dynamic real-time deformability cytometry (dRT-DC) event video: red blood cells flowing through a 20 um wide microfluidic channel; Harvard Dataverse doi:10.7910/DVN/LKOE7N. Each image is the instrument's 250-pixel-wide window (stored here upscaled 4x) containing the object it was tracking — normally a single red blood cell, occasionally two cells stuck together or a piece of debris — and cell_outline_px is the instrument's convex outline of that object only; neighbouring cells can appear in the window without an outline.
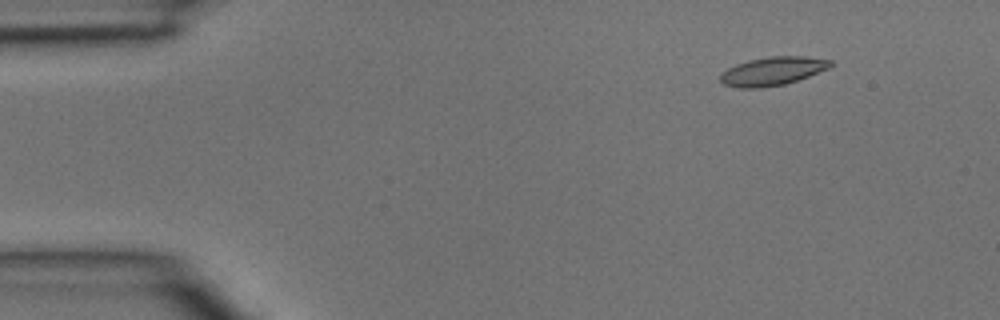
{"species": "common noctule bat (a hibernating species)", "species_latin": "Nyctalus noctula", "temperature_condition": "room temperature", "stored_images_in_passage": 4, "camera_frame_rate_fps": 3000, "um_per_image_px": 0.085, "animal": {"sex": "male", "body_mass_g": 15.6}, "frame": {"image": 1, "passage_image": 2, "time_ms": 0.333, "image_size_px": [1000, 320], "cell_outline_px": [[832, 64], [828, 68], [808, 76], [784, 84], [760, 88], [736, 88], [724, 84], [720, 80], [720, 76], [728, 68], [736, 64], [748, 60], [772, 56], [804, 56], [832, 60]], "centroid_in_image_um": [65.65, 6.04], "position_along_channel_um": 19.4, "area_um2": 18.09}}
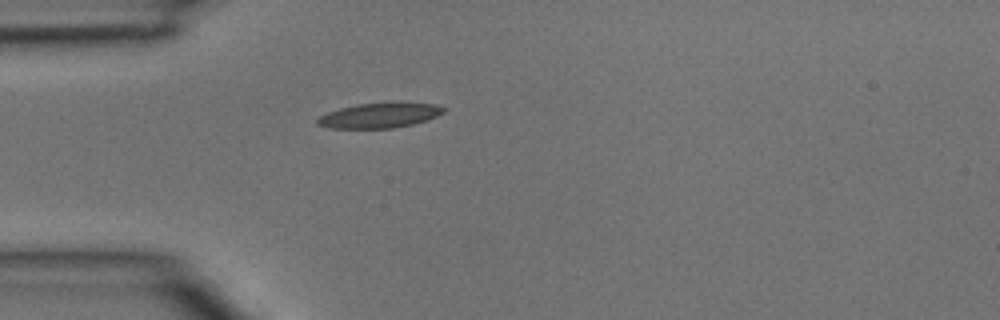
{"frame": {"image": 2, "passage_image": 4, "time_ms": 1.0, "image_size_px": [1000, 320], "cell_outline_px": [[448, 108], [444, 112], [428, 120], [412, 124], [392, 128], [328, 128], [316, 124], [316, 120], [320, 116], [328, 112], [340, 108], [356, 104], [432, 104]], "centroid_in_image_um": [32.22, 9.84], "position_along_channel_um": 52.8, "area_um2": 17.86}}